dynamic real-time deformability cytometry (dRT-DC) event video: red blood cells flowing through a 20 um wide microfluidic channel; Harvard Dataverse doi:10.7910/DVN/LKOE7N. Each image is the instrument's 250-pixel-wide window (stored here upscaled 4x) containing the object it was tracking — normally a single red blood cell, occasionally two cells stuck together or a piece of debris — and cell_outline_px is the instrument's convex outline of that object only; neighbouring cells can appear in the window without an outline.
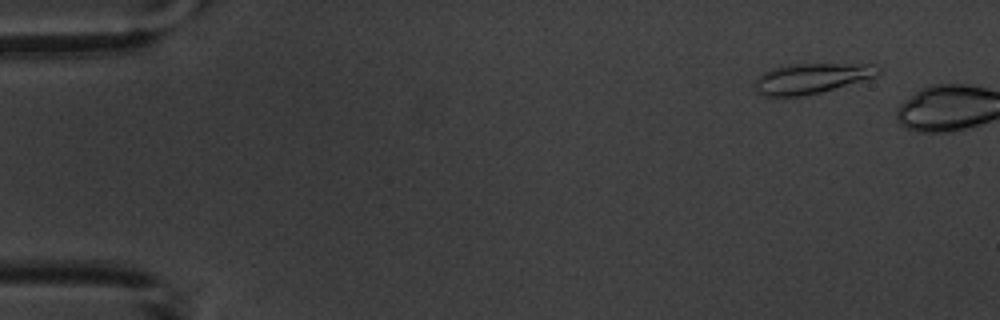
{"species": "common noctule bat (a hibernating species)", "species_latin": "Nyctalus noctula", "temperature_condition": "warm", "stored_images_in_passage": 3, "camera_frame_rate_fps": 3000, "um_per_image_px": 0.085, "animal": {"sex": "male", "body_mass_g": 20.1, "forearm_length_mm": 53.5}, "frame": {"image": 1, "passage_image": 2, "time_ms": 1.333, "image_size_px": [1000, 320], "cell_outline_px": [[880, 72], [876, 76], [820, 92], [800, 96], [764, 96], [752, 84], [764, 72], [772, 68], [788, 64], [880, 64]], "centroid_in_image_um": [68.98, 6.64], "position_along_channel_um": 16.0, "area_um2": 21.5}}